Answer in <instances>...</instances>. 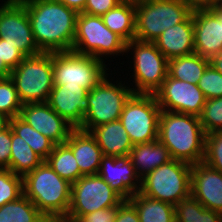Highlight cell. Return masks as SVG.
<instances>
[{
    "label": "cell",
    "instance_id": "obj_1",
    "mask_svg": "<svg viewBox=\"0 0 222 222\" xmlns=\"http://www.w3.org/2000/svg\"><path fill=\"white\" fill-rule=\"evenodd\" d=\"M41 52L72 51L78 13L57 0H20Z\"/></svg>",
    "mask_w": 222,
    "mask_h": 222
},
{
    "label": "cell",
    "instance_id": "obj_2",
    "mask_svg": "<svg viewBox=\"0 0 222 222\" xmlns=\"http://www.w3.org/2000/svg\"><path fill=\"white\" fill-rule=\"evenodd\" d=\"M205 135L198 116L161 110L158 140L168 148L172 159L191 165L202 162Z\"/></svg>",
    "mask_w": 222,
    "mask_h": 222
},
{
    "label": "cell",
    "instance_id": "obj_3",
    "mask_svg": "<svg viewBox=\"0 0 222 222\" xmlns=\"http://www.w3.org/2000/svg\"><path fill=\"white\" fill-rule=\"evenodd\" d=\"M71 185L43 161L23 177V194L49 222L64 220L70 206Z\"/></svg>",
    "mask_w": 222,
    "mask_h": 222
},
{
    "label": "cell",
    "instance_id": "obj_4",
    "mask_svg": "<svg viewBox=\"0 0 222 222\" xmlns=\"http://www.w3.org/2000/svg\"><path fill=\"white\" fill-rule=\"evenodd\" d=\"M9 77L22 104L47 102L54 87L53 53L26 56Z\"/></svg>",
    "mask_w": 222,
    "mask_h": 222
},
{
    "label": "cell",
    "instance_id": "obj_5",
    "mask_svg": "<svg viewBox=\"0 0 222 222\" xmlns=\"http://www.w3.org/2000/svg\"><path fill=\"white\" fill-rule=\"evenodd\" d=\"M135 6V40L142 42H154L164 30L192 13L182 0H136Z\"/></svg>",
    "mask_w": 222,
    "mask_h": 222
},
{
    "label": "cell",
    "instance_id": "obj_6",
    "mask_svg": "<svg viewBox=\"0 0 222 222\" xmlns=\"http://www.w3.org/2000/svg\"><path fill=\"white\" fill-rule=\"evenodd\" d=\"M191 168L189 163L172 159L141 179L140 193L175 206L191 194Z\"/></svg>",
    "mask_w": 222,
    "mask_h": 222
},
{
    "label": "cell",
    "instance_id": "obj_7",
    "mask_svg": "<svg viewBox=\"0 0 222 222\" xmlns=\"http://www.w3.org/2000/svg\"><path fill=\"white\" fill-rule=\"evenodd\" d=\"M72 51L102 60L101 55L126 51V42L112 32L101 16L78 13Z\"/></svg>",
    "mask_w": 222,
    "mask_h": 222
},
{
    "label": "cell",
    "instance_id": "obj_8",
    "mask_svg": "<svg viewBox=\"0 0 222 222\" xmlns=\"http://www.w3.org/2000/svg\"><path fill=\"white\" fill-rule=\"evenodd\" d=\"M160 112L154 94L133 93L130 96L119 120L133 145L158 139Z\"/></svg>",
    "mask_w": 222,
    "mask_h": 222
},
{
    "label": "cell",
    "instance_id": "obj_9",
    "mask_svg": "<svg viewBox=\"0 0 222 222\" xmlns=\"http://www.w3.org/2000/svg\"><path fill=\"white\" fill-rule=\"evenodd\" d=\"M105 63L73 51L53 52V84L80 86L88 92L107 74Z\"/></svg>",
    "mask_w": 222,
    "mask_h": 222
},
{
    "label": "cell",
    "instance_id": "obj_10",
    "mask_svg": "<svg viewBox=\"0 0 222 222\" xmlns=\"http://www.w3.org/2000/svg\"><path fill=\"white\" fill-rule=\"evenodd\" d=\"M124 199L98 174L80 177L71 185V200L64 220L76 222L82 215L118 206Z\"/></svg>",
    "mask_w": 222,
    "mask_h": 222
},
{
    "label": "cell",
    "instance_id": "obj_11",
    "mask_svg": "<svg viewBox=\"0 0 222 222\" xmlns=\"http://www.w3.org/2000/svg\"><path fill=\"white\" fill-rule=\"evenodd\" d=\"M133 88L110 83L106 76L88 92L89 109L79 129L90 132L93 128L120 119Z\"/></svg>",
    "mask_w": 222,
    "mask_h": 222
},
{
    "label": "cell",
    "instance_id": "obj_12",
    "mask_svg": "<svg viewBox=\"0 0 222 222\" xmlns=\"http://www.w3.org/2000/svg\"><path fill=\"white\" fill-rule=\"evenodd\" d=\"M131 48L135 52L133 76L137 87L133 93L154 94L168 76V59L153 42L134 39L126 43V52Z\"/></svg>",
    "mask_w": 222,
    "mask_h": 222
},
{
    "label": "cell",
    "instance_id": "obj_13",
    "mask_svg": "<svg viewBox=\"0 0 222 222\" xmlns=\"http://www.w3.org/2000/svg\"><path fill=\"white\" fill-rule=\"evenodd\" d=\"M0 38L17 47L25 56L41 53L33 36L25 5L7 0L0 7Z\"/></svg>",
    "mask_w": 222,
    "mask_h": 222
},
{
    "label": "cell",
    "instance_id": "obj_14",
    "mask_svg": "<svg viewBox=\"0 0 222 222\" xmlns=\"http://www.w3.org/2000/svg\"><path fill=\"white\" fill-rule=\"evenodd\" d=\"M154 95L161 110L195 116L201 114L206 102L198 85L176 80L169 75Z\"/></svg>",
    "mask_w": 222,
    "mask_h": 222
},
{
    "label": "cell",
    "instance_id": "obj_15",
    "mask_svg": "<svg viewBox=\"0 0 222 222\" xmlns=\"http://www.w3.org/2000/svg\"><path fill=\"white\" fill-rule=\"evenodd\" d=\"M194 51L211 60L222 52V11L193 10Z\"/></svg>",
    "mask_w": 222,
    "mask_h": 222
},
{
    "label": "cell",
    "instance_id": "obj_16",
    "mask_svg": "<svg viewBox=\"0 0 222 222\" xmlns=\"http://www.w3.org/2000/svg\"><path fill=\"white\" fill-rule=\"evenodd\" d=\"M19 116L55 144L65 143L74 129L47 102L22 104Z\"/></svg>",
    "mask_w": 222,
    "mask_h": 222
},
{
    "label": "cell",
    "instance_id": "obj_17",
    "mask_svg": "<svg viewBox=\"0 0 222 222\" xmlns=\"http://www.w3.org/2000/svg\"><path fill=\"white\" fill-rule=\"evenodd\" d=\"M48 105L74 129L80 128L88 112V91L80 86L54 85Z\"/></svg>",
    "mask_w": 222,
    "mask_h": 222
},
{
    "label": "cell",
    "instance_id": "obj_18",
    "mask_svg": "<svg viewBox=\"0 0 222 222\" xmlns=\"http://www.w3.org/2000/svg\"><path fill=\"white\" fill-rule=\"evenodd\" d=\"M97 174L124 200H129L133 194L140 192L141 179L132 166L129 155L119 157L104 155ZM134 179L140 184L133 182Z\"/></svg>",
    "mask_w": 222,
    "mask_h": 222
},
{
    "label": "cell",
    "instance_id": "obj_19",
    "mask_svg": "<svg viewBox=\"0 0 222 222\" xmlns=\"http://www.w3.org/2000/svg\"><path fill=\"white\" fill-rule=\"evenodd\" d=\"M191 194L205 208L222 214V173L203 161L193 164Z\"/></svg>",
    "mask_w": 222,
    "mask_h": 222
},
{
    "label": "cell",
    "instance_id": "obj_20",
    "mask_svg": "<svg viewBox=\"0 0 222 222\" xmlns=\"http://www.w3.org/2000/svg\"><path fill=\"white\" fill-rule=\"evenodd\" d=\"M153 43L168 60L195 53L193 11L183 22L164 30Z\"/></svg>",
    "mask_w": 222,
    "mask_h": 222
},
{
    "label": "cell",
    "instance_id": "obj_21",
    "mask_svg": "<svg viewBox=\"0 0 222 222\" xmlns=\"http://www.w3.org/2000/svg\"><path fill=\"white\" fill-rule=\"evenodd\" d=\"M65 143L71 148L83 176L98 173L104 155L90 132L73 129Z\"/></svg>",
    "mask_w": 222,
    "mask_h": 222
},
{
    "label": "cell",
    "instance_id": "obj_22",
    "mask_svg": "<svg viewBox=\"0 0 222 222\" xmlns=\"http://www.w3.org/2000/svg\"><path fill=\"white\" fill-rule=\"evenodd\" d=\"M90 133L95 137L105 156H127L133 148L120 120L99 125Z\"/></svg>",
    "mask_w": 222,
    "mask_h": 222
},
{
    "label": "cell",
    "instance_id": "obj_23",
    "mask_svg": "<svg viewBox=\"0 0 222 222\" xmlns=\"http://www.w3.org/2000/svg\"><path fill=\"white\" fill-rule=\"evenodd\" d=\"M129 157L140 179L150 171L172 160L168 148L158 139L133 145Z\"/></svg>",
    "mask_w": 222,
    "mask_h": 222
},
{
    "label": "cell",
    "instance_id": "obj_24",
    "mask_svg": "<svg viewBox=\"0 0 222 222\" xmlns=\"http://www.w3.org/2000/svg\"><path fill=\"white\" fill-rule=\"evenodd\" d=\"M101 17L104 24L126 43L135 39L136 6L134 0H123Z\"/></svg>",
    "mask_w": 222,
    "mask_h": 222
},
{
    "label": "cell",
    "instance_id": "obj_25",
    "mask_svg": "<svg viewBox=\"0 0 222 222\" xmlns=\"http://www.w3.org/2000/svg\"><path fill=\"white\" fill-rule=\"evenodd\" d=\"M210 60L193 53L187 56L176 57L168 60V75L176 80L198 85Z\"/></svg>",
    "mask_w": 222,
    "mask_h": 222
},
{
    "label": "cell",
    "instance_id": "obj_26",
    "mask_svg": "<svg viewBox=\"0 0 222 222\" xmlns=\"http://www.w3.org/2000/svg\"><path fill=\"white\" fill-rule=\"evenodd\" d=\"M129 201L135 206L140 222H175L174 205L144 196L140 192Z\"/></svg>",
    "mask_w": 222,
    "mask_h": 222
},
{
    "label": "cell",
    "instance_id": "obj_27",
    "mask_svg": "<svg viewBox=\"0 0 222 222\" xmlns=\"http://www.w3.org/2000/svg\"><path fill=\"white\" fill-rule=\"evenodd\" d=\"M44 160L11 128L10 170L21 177L36 169Z\"/></svg>",
    "mask_w": 222,
    "mask_h": 222
},
{
    "label": "cell",
    "instance_id": "obj_28",
    "mask_svg": "<svg viewBox=\"0 0 222 222\" xmlns=\"http://www.w3.org/2000/svg\"><path fill=\"white\" fill-rule=\"evenodd\" d=\"M45 161L61 178L71 184L83 176L71 148L66 143L55 144Z\"/></svg>",
    "mask_w": 222,
    "mask_h": 222
},
{
    "label": "cell",
    "instance_id": "obj_29",
    "mask_svg": "<svg viewBox=\"0 0 222 222\" xmlns=\"http://www.w3.org/2000/svg\"><path fill=\"white\" fill-rule=\"evenodd\" d=\"M0 222H49L24 194L0 207Z\"/></svg>",
    "mask_w": 222,
    "mask_h": 222
},
{
    "label": "cell",
    "instance_id": "obj_30",
    "mask_svg": "<svg viewBox=\"0 0 222 222\" xmlns=\"http://www.w3.org/2000/svg\"><path fill=\"white\" fill-rule=\"evenodd\" d=\"M175 222H222V214L205 208L192 194L175 206Z\"/></svg>",
    "mask_w": 222,
    "mask_h": 222
},
{
    "label": "cell",
    "instance_id": "obj_31",
    "mask_svg": "<svg viewBox=\"0 0 222 222\" xmlns=\"http://www.w3.org/2000/svg\"><path fill=\"white\" fill-rule=\"evenodd\" d=\"M9 125L13 132L28 143L32 150L44 161L53 151L55 143L48 137L36 131L20 116L9 119Z\"/></svg>",
    "mask_w": 222,
    "mask_h": 222
},
{
    "label": "cell",
    "instance_id": "obj_32",
    "mask_svg": "<svg viewBox=\"0 0 222 222\" xmlns=\"http://www.w3.org/2000/svg\"><path fill=\"white\" fill-rule=\"evenodd\" d=\"M22 103L18 97L13 81L3 78L0 81V113L9 119L20 115Z\"/></svg>",
    "mask_w": 222,
    "mask_h": 222
},
{
    "label": "cell",
    "instance_id": "obj_33",
    "mask_svg": "<svg viewBox=\"0 0 222 222\" xmlns=\"http://www.w3.org/2000/svg\"><path fill=\"white\" fill-rule=\"evenodd\" d=\"M23 195V177L10 169H0V207Z\"/></svg>",
    "mask_w": 222,
    "mask_h": 222
},
{
    "label": "cell",
    "instance_id": "obj_34",
    "mask_svg": "<svg viewBox=\"0 0 222 222\" xmlns=\"http://www.w3.org/2000/svg\"><path fill=\"white\" fill-rule=\"evenodd\" d=\"M198 117L205 134L222 130V97L206 99Z\"/></svg>",
    "mask_w": 222,
    "mask_h": 222
},
{
    "label": "cell",
    "instance_id": "obj_35",
    "mask_svg": "<svg viewBox=\"0 0 222 222\" xmlns=\"http://www.w3.org/2000/svg\"><path fill=\"white\" fill-rule=\"evenodd\" d=\"M204 163L222 173V130L205 135Z\"/></svg>",
    "mask_w": 222,
    "mask_h": 222
},
{
    "label": "cell",
    "instance_id": "obj_36",
    "mask_svg": "<svg viewBox=\"0 0 222 222\" xmlns=\"http://www.w3.org/2000/svg\"><path fill=\"white\" fill-rule=\"evenodd\" d=\"M198 87L206 99L222 97V74L210 64L199 79Z\"/></svg>",
    "mask_w": 222,
    "mask_h": 222
},
{
    "label": "cell",
    "instance_id": "obj_37",
    "mask_svg": "<svg viewBox=\"0 0 222 222\" xmlns=\"http://www.w3.org/2000/svg\"><path fill=\"white\" fill-rule=\"evenodd\" d=\"M11 127L8 124L0 131V169H10Z\"/></svg>",
    "mask_w": 222,
    "mask_h": 222
},
{
    "label": "cell",
    "instance_id": "obj_38",
    "mask_svg": "<svg viewBox=\"0 0 222 222\" xmlns=\"http://www.w3.org/2000/svg\"><path fill=\"white\" fill-rule=\"evenodd\" d=\"M123 0H87L83 13L102 16Z\"/></svg>",
    "mask_w": 222,
    "mask_h": 222
},
{
    "label": "cell",
    "instance_id": "obj_39",
    "mask_svg": "<svg viewBox=\"0 0 222 222\" xmlns=\"http://www.w3.org/2000/svg\"><path fill=\"white\" fill-rule=\"evenodd\" d=\"M116 216L117 206L82 215L76 222H115Z\"/></svg>",
    "mask_w": 222,
    "mask_h": 222
},
{
    "label": "cell",
    "instance_id": "obj_40",
    "mask_svg": "<svg viewBox=\"0 0 222 222\" xmlns=\"http://www.w3.org/2000/svg\"><path fill=\"white\" fill-rule=\"evenodd\" d=\"M3 61L12 70L26 57L17 47L10 45L2 39Z\"/></svg>",
    "mask_w": 222,
    "mask_h": 222
},
{
    "label": "cell",
    "instance_id": "obj_41",
    "mask_svg": "<svg viewBox=\"0 0 222 222\" xmlns=\"http://www.w3.org/2000/svg\"><path fill=\"white\" fill-rule=\"evenodd\" d=\"M115 222H140L138 212L129 200H123L117 206Z\"/></svg>",
    "mask_w": 222,
    "mask_h": 222
},
{
    "label": "cell",
    "instance_id": "obj_42",
    "mask_svg": "<svg viewBox=\"0 0 222 222\" xmlns=\"http://www.w3.org/2000/svg\"><path fill=\"white\" fill-rule=\"evenodd\" d=\"M192 11L210 9L215 6L216 0H182Z\"/></svg>",
    "mask_w": 222,
    "mask_h": 222
},
{
    "label": "cell",
    "instance_id": "obj_43",
    "mask_svg": "<svg viewBox=\"0 0 222 222\" xmlns=\"http://www.w3.org/2000/svg\"><path fill=\"white\" fill-rule=\"evenodd\" d=\"M65 6L75 10L77 13H82L87 0H57Z\"/></svg>",
    "mask_w": 222,
    "mask_h": 222
},
{
    "label": "cell",
    "instance_id": "obj_44",
    "mask_svg": "<svg viewBox=\"0 0 222 222\" xmlns=\"http://www.w3.org/2000/svg\"><path fill=\"white\" fill-rule=\"evenodd\" d=\"M10 73L11 69L3 61L2 39L0 38V76L3 78H8Z\"/></svg>",
    "mask_w": 222,
    "mask_h": 222
},
{
    "label": "cell",
    "instance_id": "obj_45",
    "mask_svg": "<svg viewBox=\"0 0 222 222\" xmlns=\"http://www.w3.org/2000/svg\"><path fill=\"white\" fill-rule=\"evenodd\" d=\"M210 64L222 74V52L210 60Z\"/></svg>",
    "mask_w": 222,
    "mask_h": 222
},
{
    "label": "cell",
    "instance_id": "obj_46",
    "mask_svg": "<svg viewBox=\"0 0 222 222\" xmlns=\"http://www.w3.org/2000/svg\"><path fill=\"white\" fill-rule=\"evenodd\" d=\"M9 124V118L3 113H0V131L4 129Z\"/></svg>",
    "mask_w": 222,
    "mask_h": 222
},
{
    "label": "cell",
    "instance_id": "obj_47",
    "mask_svg": "<svg viewBox=\"0 0 222 222\" xmlns=\"http://www.w3.org/2000/svg\"><path fill=\"white\" fill-rule=\"evenodd\" d=\"M213 8L216 11H222V0H216L215 6Z\"/></svg>",
    "mask_w": 222,
    "mask_h": 222
},
{
    "label": "cell",
    "instance_id": "obj_48",
    "mask_svg": "<svg viewBox=\"0 0 222 222\" xmlns=\"http://www.w3.org/2000/svg\"><path fill=\"white\" fill-rule=\"evenodd\" d=\"M50 222H71V221H66V220H55V221H50Z\"/></svg>",
    "mask_w": 222,
    "mask_h": 222
}]
</instances>
